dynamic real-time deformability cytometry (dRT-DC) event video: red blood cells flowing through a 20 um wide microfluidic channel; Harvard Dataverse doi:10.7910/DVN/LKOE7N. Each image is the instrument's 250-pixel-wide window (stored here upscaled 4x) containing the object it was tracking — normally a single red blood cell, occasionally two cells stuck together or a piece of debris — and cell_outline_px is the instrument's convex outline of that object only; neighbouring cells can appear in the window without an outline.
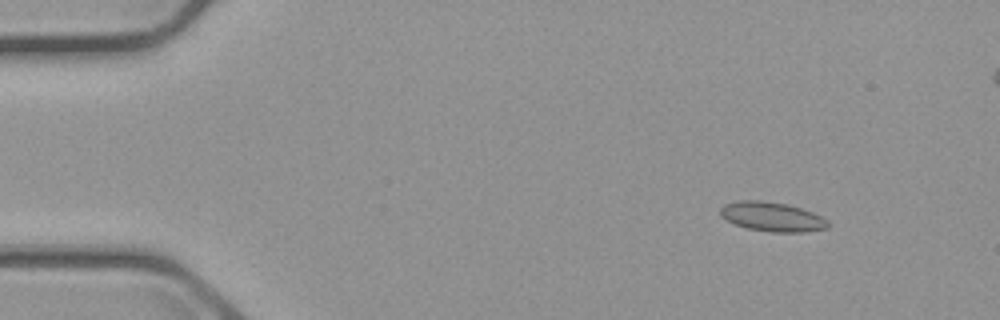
{"species": "common noctule bat (a hibernating species)", "species_latin": "Nyctalus noctula", "temperature_condition": "cold", "stored_images_in_passage": 7, "camera_frame_rate_fps": 3000, "um_per_image_px": 0.085, "animal": {"sex": "male", "body_mass_g": 23.1, "forearm_length_mm": 52.7}, "frame": {"image": 1, "passage_image": 2, "time_ms": 1.0, "image_size_px": [1000, 320], "cell_outline_px": [[828, 228], [804, 232], [772, 232], [748, 228], [736, 224], [720, 216], [720, 208], [724, 204], [736, 200], [760, 200], [788, 204], [812, 212], [828, 220]], "centroid_in_image_um": [65.62, 18.41], "position_along_channel_um": 19.4, "area_um2": 18.38}}
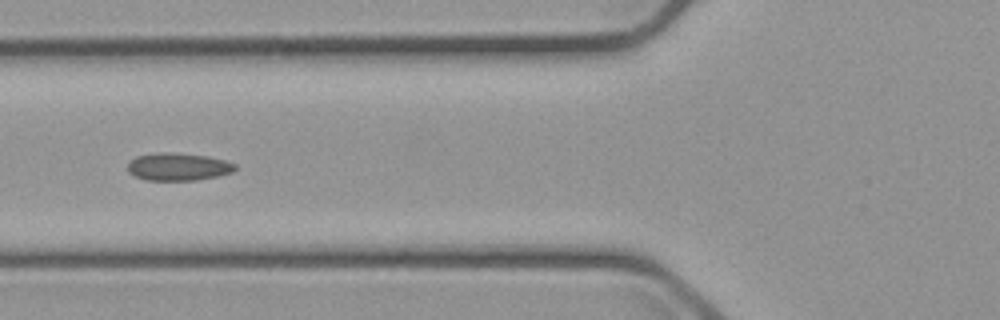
{"frame": {"image": 2, "passage_image": 6, "time_ms": 6.0, "image_size_px": [1000, 320], "cell_outline_px": [[236, 168], [232, 172], [220, 176], [196, 180], [148, 180], [136, 176], [128, 172], [128, 164], [136, 156], [160, 152], [164, 152], [208, 156], [224, 160], [236, 164]], "centroid_in_image_um": [15.17, 14.18], "position_along_channel_um": 110.6, "area_um2": 17.17}}
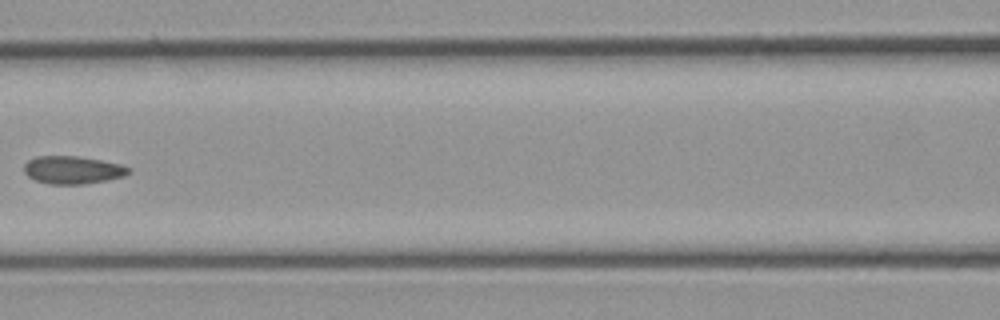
{"frame": {"image": 3, "passage_image": 7, "time_ms": 7.333, "image_size_px": [1000, 320], "cell_outline_px": [[132, 172], [124, 176], [108, 180], [84, 184], [48, 184], [36, 180], [28, 176], [24, 172], [24, 164], [28, 160], [36, 156], [80, 156], [120, 164], [132, 168]], "centroid_in_image_um": [6.2, 14.44], "position_along_channel_um": 160.4, "area_um2": 17.11}}